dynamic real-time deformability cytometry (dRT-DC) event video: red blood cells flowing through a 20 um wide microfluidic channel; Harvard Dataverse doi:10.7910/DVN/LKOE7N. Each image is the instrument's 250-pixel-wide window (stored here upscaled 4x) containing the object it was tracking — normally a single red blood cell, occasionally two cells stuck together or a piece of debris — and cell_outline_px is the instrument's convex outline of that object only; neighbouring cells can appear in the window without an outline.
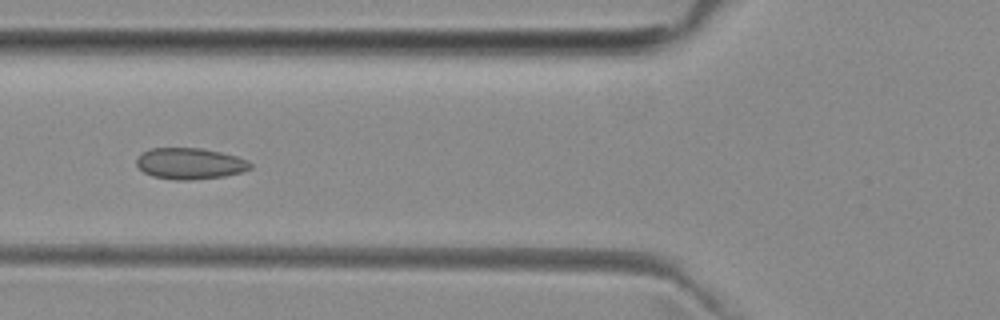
{"species": "common noctule bat (a hibernating species)", "species_latin": "Nyctalus noctula", "temperature_condition": "room temperature", "stored_images_in_passage": 5, "camera_frame_rate_fps": 3000, "um_per_image_px": 0.085, "animal": {"sex": "female", "body_mass_g": 29.2, "forearm_length_mm": 56.3}, "frame": {"image": 1, "passage_image": 5, "time_ms": 4.333, "image_size_px": [1000, 320], "cell_outline_px": [[252, 168], [244, 172], [224, 176], [188, 180], [172, 180], [152, 176], [144, 172], [136, 164], [136, 160], [140, 152], [148, 148], [200, 148], [220, 152], [236, 156], [248, 160], [252, 164]], "centroid_in_image_um": [16.13, 13.9], "position_along_channel_um": 109.7, "area_um2": 20.92}}